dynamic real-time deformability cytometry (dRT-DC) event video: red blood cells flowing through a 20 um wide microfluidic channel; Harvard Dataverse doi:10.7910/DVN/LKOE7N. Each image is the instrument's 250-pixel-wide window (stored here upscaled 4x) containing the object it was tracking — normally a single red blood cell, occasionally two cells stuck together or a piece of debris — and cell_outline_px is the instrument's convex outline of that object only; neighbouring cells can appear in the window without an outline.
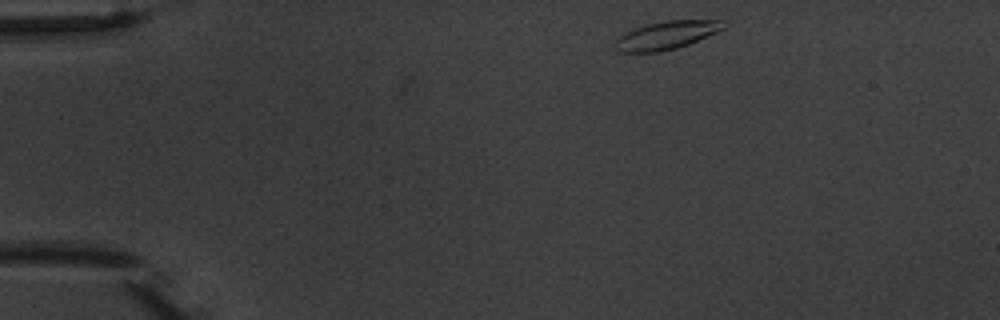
{"species": "common noctule bat (a hibernating species)", "species_latin": "Nyctalus noctula", "temperature_condition": "warm", "stored_images_in_passage": 3, "camera_frame_rate_fps": 3000, "um_per_image_px": 0.085, "animal": {"sex": "male", "body_mass_g": 20.1, "forearm_length_mm": 53.5}, "frame": {"image": 1, "passage_image": 1, "time_ms": 0.0, "image_size_px": [1000, 320], "cell_outline_px": [[728, 20], [724, 28], [716, 32], [688, 44], [676, 48], [660, 52], [616, 52], [612, 44], [620, 36], [636, 28], [648, 24], [668, 20]], "centroid_in_image_um": [56.64, 3.0], "position_along_channel_um": 28.4, "area_um2": 17.69}}